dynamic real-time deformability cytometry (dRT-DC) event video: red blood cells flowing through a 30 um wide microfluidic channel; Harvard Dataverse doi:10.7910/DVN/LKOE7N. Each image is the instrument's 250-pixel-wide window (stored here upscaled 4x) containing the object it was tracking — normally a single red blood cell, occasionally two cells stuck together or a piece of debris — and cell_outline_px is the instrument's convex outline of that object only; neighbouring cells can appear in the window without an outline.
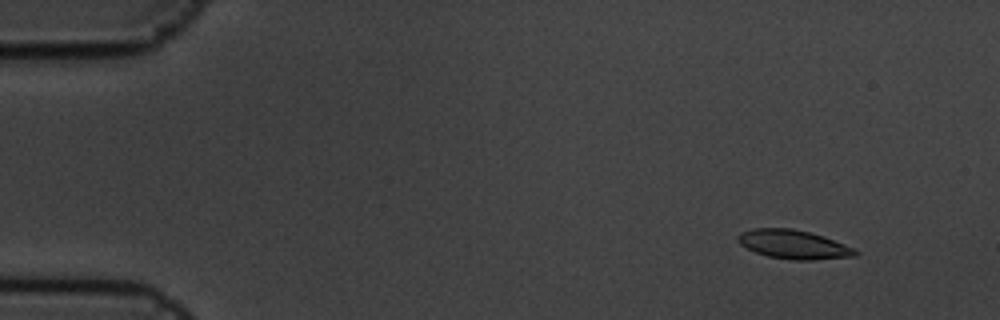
{"species": "common noctule bat (a hibernating species)", "species_latin": "Nyctalus noctula", "temperature_condition": "cold", "stored_images_in_passage": 5, "camera_frame_rate_fps": 3000, "um_per_image_px": 0.085, "animal": {"sex": "male", "body_mass_g": 19.5, "forearm_length_mm": 54.6}, "frame": {"image": 1, "passage_image": 2, "time_ms": 0.333, "image_size_px": [1000, 320], "cell_outline_px": [[860, 252], [856, 256], [812, 260], [792, 260], [768, 256], [756, 252], [740, 244], [736, 240], [736, 236], [740, 232], [752, 228], [792, 228], [824, 236], [844, 244]], "centroid_in_image_um": [67.42, 20.77], "position_along_channel_um": 17.6, "area_um2": 19.77}}